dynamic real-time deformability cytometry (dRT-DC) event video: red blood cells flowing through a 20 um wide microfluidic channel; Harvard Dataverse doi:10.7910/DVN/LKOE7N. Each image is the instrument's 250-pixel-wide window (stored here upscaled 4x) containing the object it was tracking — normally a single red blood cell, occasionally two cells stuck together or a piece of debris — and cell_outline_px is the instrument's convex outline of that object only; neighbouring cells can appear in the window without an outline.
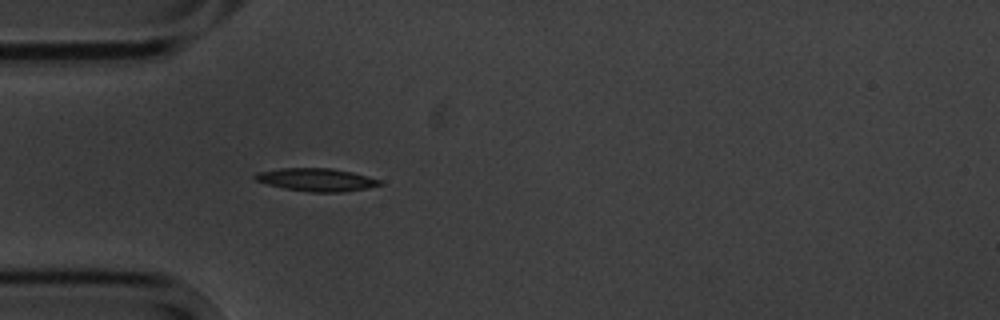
{"species": "common noctule bat (a hibernating species)", "species_latin": "Nyctalus noctula", "temperature_condition": "cold", "stored_images_in_passage": 5, "camera_frame_rate_fps": 3000, "um_per_image_px": 0.085, "animal": {"sex": "male", "body_mass_g": 20.1, "forearm_length_mm": 53.5}, "frame": {"image": 1, "passage_image": 5, "time_ms": 4.667, "image_size_px": [1000, 320], "cell_outline_px": [[384, 184], [368, 188], [340, 192], [312, 192], [284, 188], [268, 184], [256, 180], [252, 176], [256, 172], [280, 168], [332, 168], [352, 172], [380, 180]], "centroid_in_image_um": [26.89, 15.27], "position_along_channel_um": 58.1, "area_um2": 16.59}}